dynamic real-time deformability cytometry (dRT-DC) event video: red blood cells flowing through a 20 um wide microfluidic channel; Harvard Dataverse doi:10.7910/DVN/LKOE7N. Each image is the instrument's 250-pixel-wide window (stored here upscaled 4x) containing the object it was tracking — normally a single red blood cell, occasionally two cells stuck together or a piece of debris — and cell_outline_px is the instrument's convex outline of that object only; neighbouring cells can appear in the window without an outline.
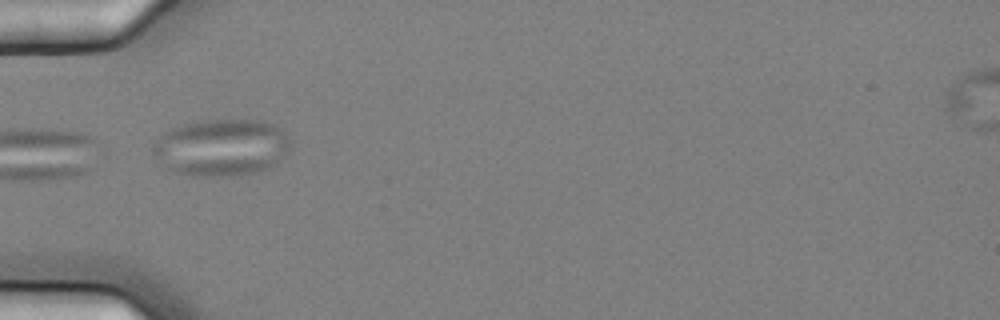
{"species": "common noctule bat (a hibernating species)", "species_latin": "Nyctalus noctula", "temperature_condition": "cold", "stored_images_in_passage": 10, "camera_frame_rate_fps": 3000, "um_per_image_px": 0.085, "animal": {"sex": "female", "body_mass_g": 25.1}, "frame": {"image": 1, "passage_image": 5, "time_ms": 1.333, "image_size_px": [1000, 320], "cell_outline_px": [[292, 144], [284, 156], [276, 164], [268, 168], [240, 176], [192, 176], [176, 172], [168, 168], [152, 152], [152, 144], [160, 136], [172, 128], [184, 124], [204, 120], [264, 120], [280, 128], [288, 136]], "centroid_in_image_um": [18.86, 12.54], "position_along_channel_um": 66.1, "area_um2": 45.66}}
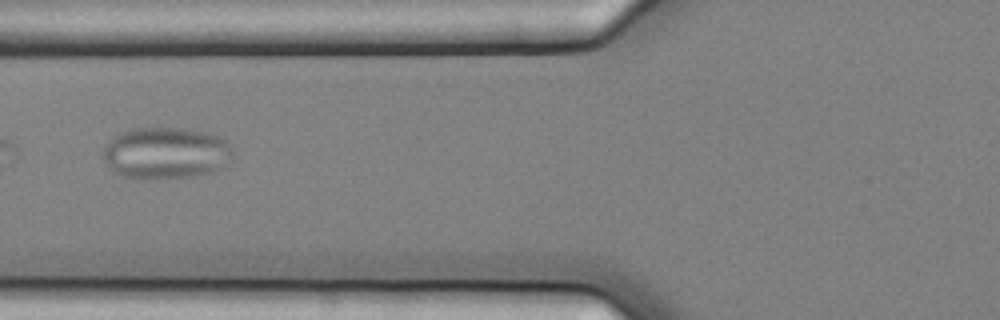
{"frame": {"image": 2, "passage_image": 6, "time_ms": 1.667, "image_size_px": [1000, 320], "cell_outline_px": [[232, 156], [224, 168], [212, 172], [192, 176], [124, 176], [116, 172], [104, 160], [104, 144], [116, 136], [132, 128], [184, 128], [204, 132], [220, 136], [232, 148]], "centroid_in_image_um": [14.15, 12.96], "position_along_channel_um": 111.6, "area_um2": 38.09}}